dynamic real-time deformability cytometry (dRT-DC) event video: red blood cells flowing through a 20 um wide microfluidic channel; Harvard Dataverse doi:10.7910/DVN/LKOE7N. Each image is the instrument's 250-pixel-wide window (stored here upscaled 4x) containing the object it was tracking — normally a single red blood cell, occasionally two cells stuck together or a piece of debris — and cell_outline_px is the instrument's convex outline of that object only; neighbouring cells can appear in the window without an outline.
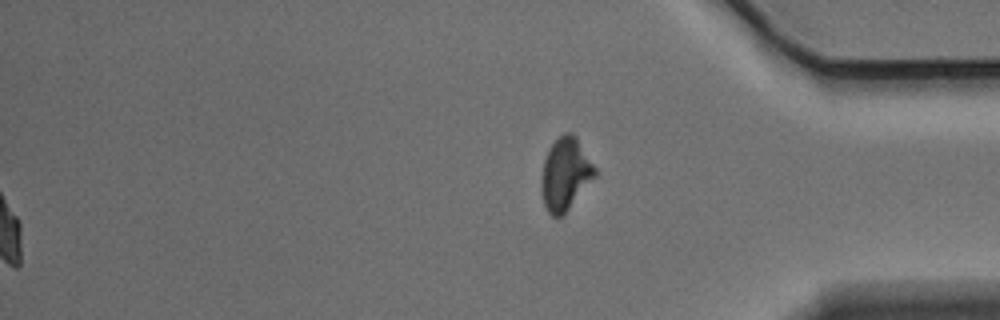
{"species": "Egyptian fruit bat (a non-hibernating species)", "species_latin": "Rousettus aegyptiacus", "temperature_condition": "warm", "stored_images_in_passage": 53, "segment_of_instrument_passage": [2, 2], "camera_frame_rate_fps": 3000, "um_per_image_px": 0.085, "animal": {"sex": "male"}, "frame": {"image": 1, "passage_image": 53, "time_ms": 17.333, "image_size_px": [1000, 320], "cell_outline_px": [[596, 176], [564, 216], [552, 216], [548, 212], [544, 204], [540, 188], [540, 176], [544, 160], [552, 144], [564, 132], [572, 132], [576, 136], [596, 168]], "centroid_in_image_um": [48.05, 14.82], "position_along_channel_um": 387.1, "area_um2": 22.83}}